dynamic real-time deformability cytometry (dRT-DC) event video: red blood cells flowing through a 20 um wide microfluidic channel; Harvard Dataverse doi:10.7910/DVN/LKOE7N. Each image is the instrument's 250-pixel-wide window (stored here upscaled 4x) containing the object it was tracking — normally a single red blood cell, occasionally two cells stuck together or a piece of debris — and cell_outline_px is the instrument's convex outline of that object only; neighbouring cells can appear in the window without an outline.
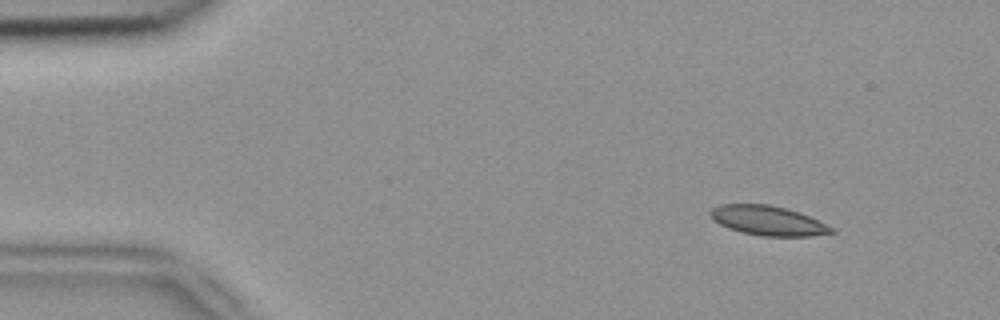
{"species": "common noctule bat (a hibernating species)", "species_latin": "Nyctalus noctula", "temperature_condition": "room temperature", "stored_images_in_passage": 47, "camera_frame_rate_fps": 3000, "um_per_image_px": 0.085, "animal": {"sex": "female", "body_mass_g": 18.4}, "frame": {"image": 1, "passage_image": 1, "time_ms": 0.0, "image_size_px": [1000, 320], "cell_outline_px": [[836, 232], [808, 236], [764, 236], [744, 232], [728, 228], [712, 220], [708, 212], [712, 208], [720, 204], [768, 204], [788, 208], [808, 216], [836, 228]], "centroid_in_image_um": [65.27, 18.74], "position_along_channel_um": 19.7, "area_um2": 20.87}}
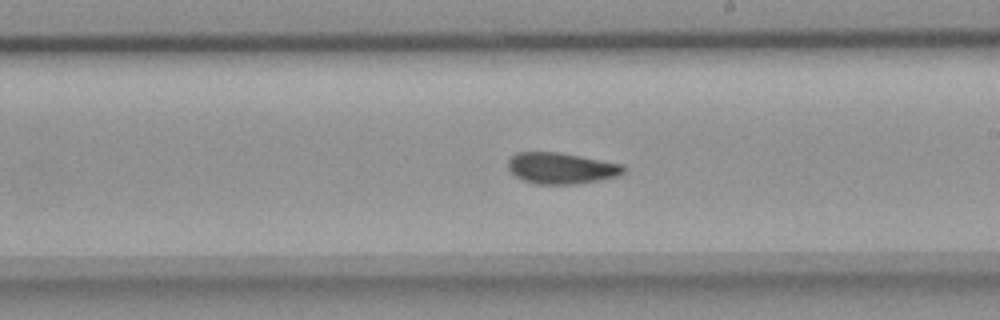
{"frame": {"image": 2, "passage_image": 25, "time_ms": 8.0, "image_size_px": [1000, 320], "cell_outline_px": [[624, 172], [616, 176], [596, 180], [572, 184], [536, 184], [524, 180], [516, 176], [508, 168], [508, 160], [516, 152], [556, 152], [580, 156], [624, 164]], "centroid_in_image_um": [47.68, 14.29], "position_along_channel_um": 241.3, "area_um2": 20.69}}
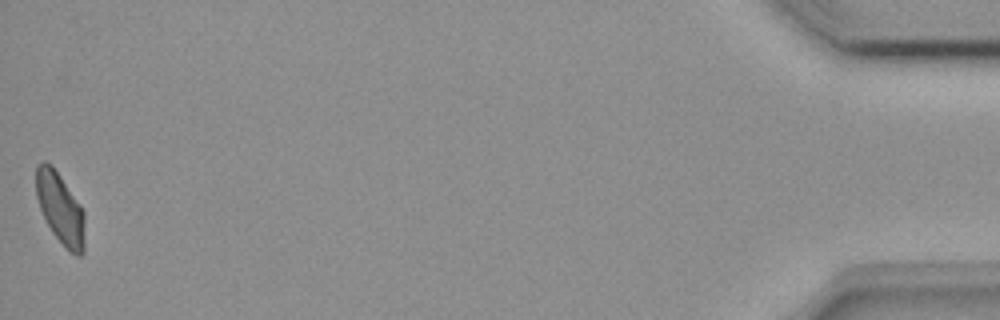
{"frame": {"image": 3, "passage_image": 47, "time_ms": 15.333, "image_size_px": [1000, 320], "cell_outline_px": [[84, 252], [80, 256], [76, 256], [68, 252], [52, 232], [40, 208], [36, 196], [36, 164], [40, 160], [44, 160], [52, 164], [80, 204], [84, 212]], "centroid_in_image_um": [5.12, 17.7], "position_along_channel_um": 430.1, "area_um2": 20.4}, "authors_computed_cell_mechanics": {"area_um2": 21.0392, "velocity_mm_per_s": 3.8765, "shape_relaxation_time_tau1_ms": 10.8466, "shape_relaxation_time_tau2_ms": 1.9889, "deformation_change_tau1": 0.172, "deformation_change_tau2": 0.0763}}